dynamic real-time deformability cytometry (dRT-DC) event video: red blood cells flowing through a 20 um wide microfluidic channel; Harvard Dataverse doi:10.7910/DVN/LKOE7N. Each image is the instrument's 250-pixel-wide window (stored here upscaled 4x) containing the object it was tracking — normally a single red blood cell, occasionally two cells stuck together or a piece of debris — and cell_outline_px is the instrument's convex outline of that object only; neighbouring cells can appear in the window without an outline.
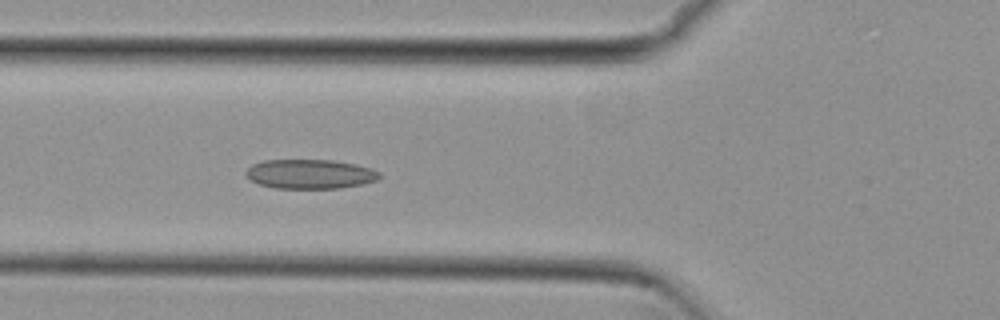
{"species": "common noctule bat (a hibernating species)", "species_latin": "Nyctalus noctula", "temperature_condition": "cold", "stored_images_in_passage": 54, "camera_frame_rate_fps": 3000, "um_per_image_px": 0.085, "animal": {"sex": "female", "body_mass_g": 29.2, "forearm_length_mm": 56.3}, "frame": {"image": 1, "passage_image": 20, "time_ms": 6.333, "image_size_px": [1000, 320], "cell_outline_px": [[380, 176], [376, 180], [360, 184], [340, 188], [272, 188], [248, 180], [244, 176], [244, 172], [252, 164], [264, 160], [332, 160], [356, 164], [372, 168], [380, 172]], "centroid_in_image_um": [26.3, 14.79], "position_along_channel_um": 99.5, "area_um2": 23.0}}
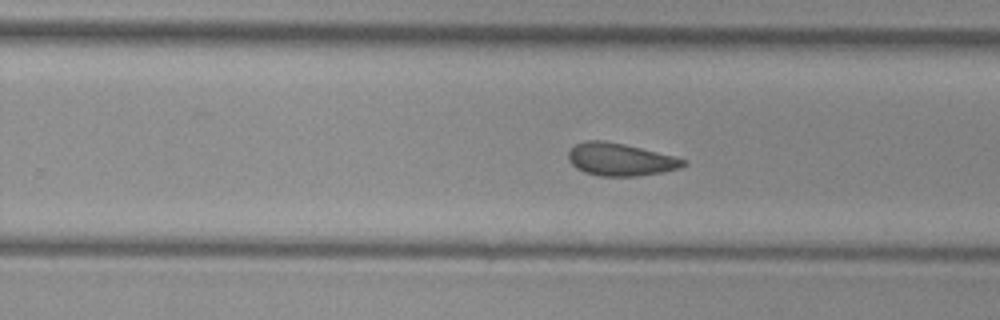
{"frame": {"image": 2, "passage_image": 34, "time_ms": 11.0, "image_size_px": [1000, 320], "cell_outline_px": [[688, 164], [680, 168], [660, 172], [636, 176], [600, 176], [584, 172], [576, 168], [568, 160], [568, 152], [576, 144], [584, 140], [604, 140], [624, 144], [688, 160]], "centroid_in_image_um": [52.7, 13.55], "position_along_channel_um": 277.1, "area_um2": 21.73}}
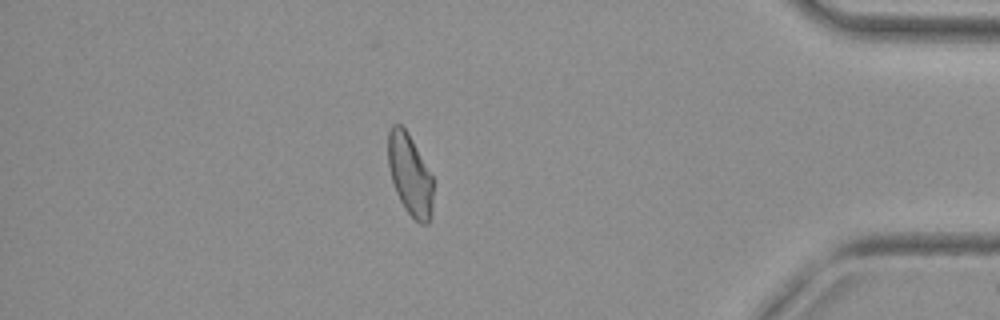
{"frame": {"image": 3, "passage_image": 47, "time_ms": 15.333, "image_size_px": [1000, 320], "cell_outline_px": [[432, 208], [428, 224], [420, 224], [404, 208], [396, 192], [392, 180], [388, 164], [388, 132], [392, 124], [400, 124], [408, 132], [432, 176]], "centroid_in_image_um": [34.83, 14.83], "position_along_channel_um": 400.4, "area_um2": 21.1}}